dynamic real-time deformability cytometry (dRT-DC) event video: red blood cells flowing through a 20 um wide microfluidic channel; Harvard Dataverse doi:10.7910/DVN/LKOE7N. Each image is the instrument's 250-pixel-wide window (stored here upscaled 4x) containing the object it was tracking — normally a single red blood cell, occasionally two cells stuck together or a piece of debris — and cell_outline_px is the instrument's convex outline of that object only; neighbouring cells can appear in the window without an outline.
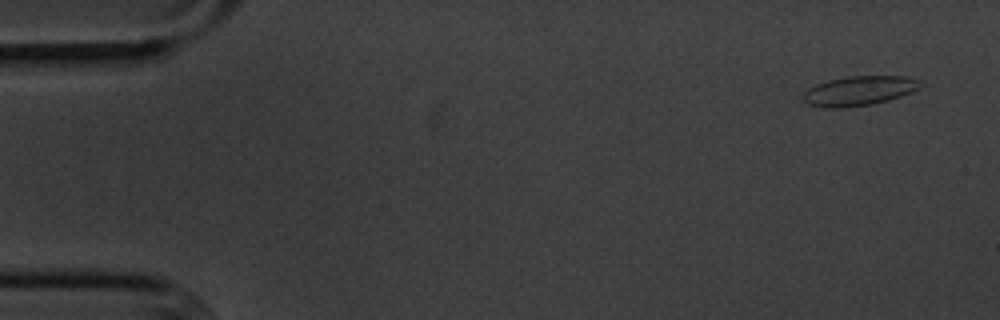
{"species": "common noctule bat (a hibernating species)", "species_latin": "Nyctalus noctula", "temperature_condition": "cold", "stored_images_in_passage": 52, "camera_frame_rate_fps": 3000, "um_per_image_px": 0.085, "animal": {"sex": "male", "body_mass_g": 20.1, "forearm_length_mm": 53.5}, "frame": {"image": 1, "passage_image": 1, "time_ms": 0.0, "image_size_px": [1000, 320], "cell_outline_px": [[920, 88], [912, 92], [888, 100], [872, 104], [844, 108], [824, 108], [808, 104], [804, 100], [804, 92], [808, 88], [816, 84], [828, 80], [848, 76], [904, 76], [916, 80]], "centroid_in_image_um": [72.97, 7.73], "position_along_channel_um": 12.0, "area_um2": 20.0}}
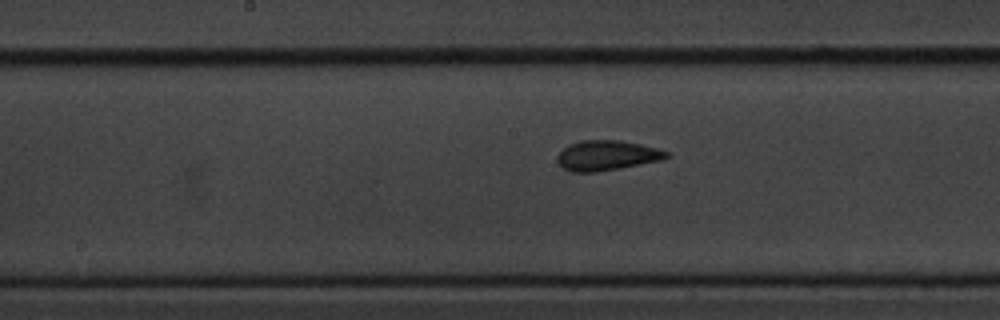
{"frame": {"image": 2, "passage_image": 26, "time_ms": 8.333, "image_size_px": [1000, 320], "cell_outline_px": [[668, 156], [660, 160], [596, 172], [572, 172], [564, 168], [556, 160], [556, 156], [568, 144], [580, 140], [620, 140], [640, 144], [656, 148], [668, 152]], "centroid_in_image_um": [51.52, 13.2], "position_along_channel_um": 196.7, "area_um2": 18.84}}
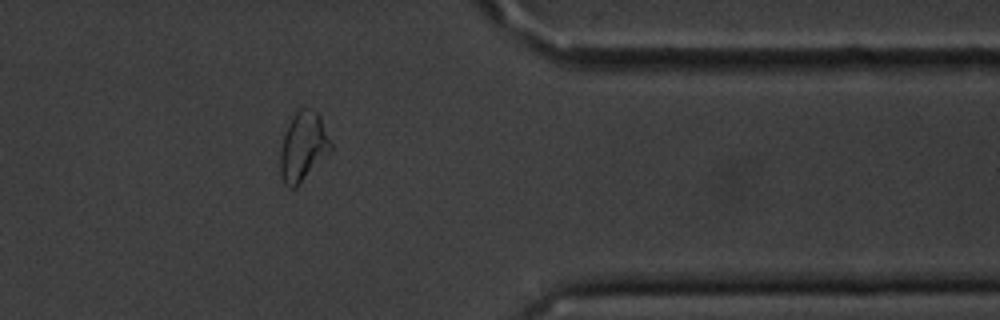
{"frame": {"image": 3, "passage_image": 43, "time_ms": 14.0, "image_size_px": [1000, 320], "cell_outline_px": [[332, 152], [296, 188], [288, 188], [284, 184], [280, 176], [280, 152], [284, 136], [288, 124], [292, 116], [300, 108], [308, 108], [316, 112], [320, 116], [332, 144]], "centroid_in_image_um": [25.78, 12.51], "position_along_channel_um": 385.6, "area_um2": 20.63}, "authors_computed_cell_mechanics": {"area_um2": 19.1029, "velocity_mm_per_s": 3.5995, "shape_relaxation_time_tau1_ms": 2.7022, "shape_relaxation_time_tau2_ms": 1.2874, "deformation_change_tau1": 0.1002, "deformation_change_tau2": 0.088}}